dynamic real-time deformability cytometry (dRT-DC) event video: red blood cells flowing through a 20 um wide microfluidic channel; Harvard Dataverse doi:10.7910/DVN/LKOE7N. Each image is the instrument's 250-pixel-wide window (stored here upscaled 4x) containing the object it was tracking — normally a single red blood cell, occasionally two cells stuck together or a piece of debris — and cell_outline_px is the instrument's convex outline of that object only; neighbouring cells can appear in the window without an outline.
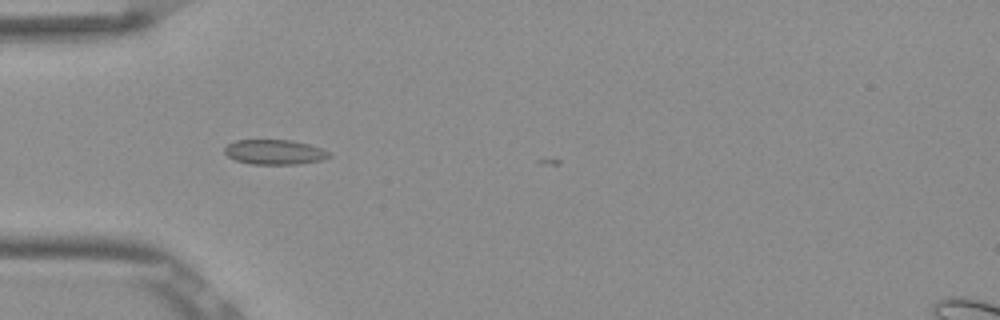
{"species": "Egyptian fruit bat (a non-hibernating species)", "species_latin": "Rousettus aegyptiacus", "temperature_condition": "room temperature", "stored_images_in_passage": 3, "camera_frame_rate_fps": 3000, "um_per_image_px": 0.085, "frame": {"image": 1, "passage_image": 1, "time_ms": 0.0, "image_size_px": [1000, 320], "cell_outline_px": [[332, 156], [320, 160], [300, 164], [252, 164], [236, 160], [228, 156], [224, 152], [224, 148], [228, 144], [236, 140], [292, 140], [308, 144], [320, 148], [328, 152]], "centroid_in_image_um": [23.32, 12.92], "position_along_channel_um": 61.7, "area_um2": 15.03}}